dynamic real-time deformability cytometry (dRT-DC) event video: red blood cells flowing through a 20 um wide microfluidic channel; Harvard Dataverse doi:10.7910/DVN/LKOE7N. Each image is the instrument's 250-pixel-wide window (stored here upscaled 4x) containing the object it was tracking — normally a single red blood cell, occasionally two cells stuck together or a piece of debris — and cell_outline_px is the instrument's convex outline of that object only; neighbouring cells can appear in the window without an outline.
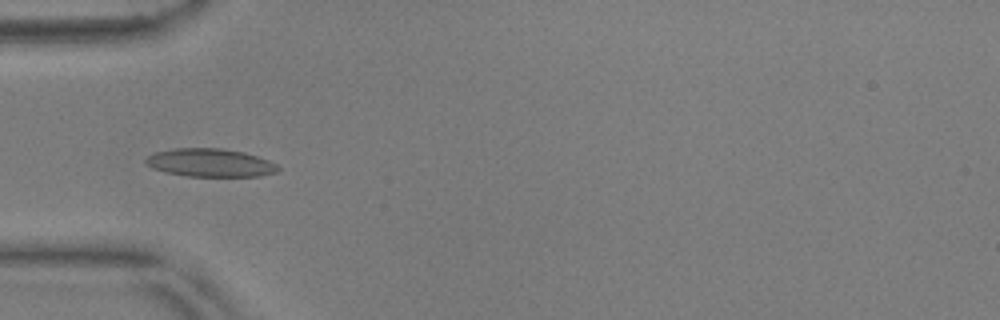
{"species": "common noctule bat (a hibernating species)", "species_latin": "Nyctalus noctula", "temperature_condition": "warm", "stored_images_in_passage": 9, "camera_frame_rate_fps": 3000, "um_per_image_px": 0.085, "animal": {"sex": "male", "body_mass_g": 17.9, "forearm_length_mm": 54.2}, "frame": {"image": 1, "passage_image": 7, "time_ms": 2.0, "image_size_px": [1000, 320], "cell_outline_px": [[280, 168], [276, 172], [260, 176], [188, 176], [164, 172], [152, 168], [144, 164], [144, 160], [148, 156], [156, 152], [176, 148], [220, 148], [244, 152], [268, 160], [276, 164]], "centroid_in_image_um": [17.84, 13.83], "position_along_channel_um": 67.2, "area_um2": 21.68}}